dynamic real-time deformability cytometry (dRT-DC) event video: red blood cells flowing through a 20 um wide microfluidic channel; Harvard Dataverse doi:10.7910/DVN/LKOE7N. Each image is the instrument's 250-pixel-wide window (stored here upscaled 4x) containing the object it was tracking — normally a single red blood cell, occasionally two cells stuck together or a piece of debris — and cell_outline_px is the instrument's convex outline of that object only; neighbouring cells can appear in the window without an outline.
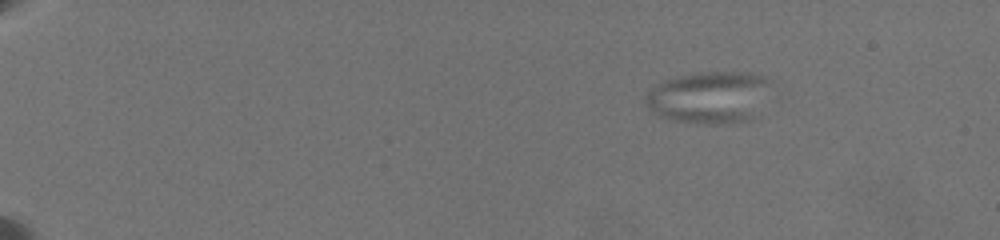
{"species": "common noctule bat (a hibernating species)", "species_latin": "Nyctalus noctula", "temperature_condition": "warm", "stored_images_in_passage": 21, "camera_frame_rate_fps": 3000, "um_per_image_px": 0.085, "animal": {"sex": "female", "body_mass_g": 19.5, "forearm_length_mm": 54.1}, "frame": {"image": 1, "passage_image": 1, "time_ms": 0.0, "image_size_px": [1000, 240], "cell_outline_px": [[772, 80], [752, 116], [744, 120], [708, 124], [672, 120], [656, 116], [644, 104], [644, 96], [656, 84], [664, 80], [676, 76], [700, 72], [752, 72], [764, 76]], "centroid_in_image_um": [60.17, 8.23], "position_along_channel_um": 24.8, "area_um2": 37.51}}
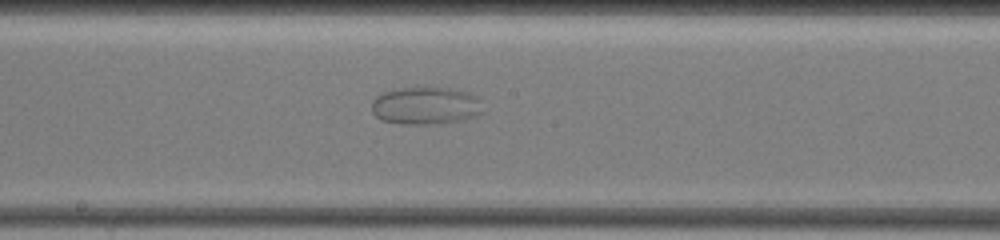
{"frame": {"image": 2, "passage_image": 12, "time_ms": 9.333, "image_size_px": [1000, 240], "cell_outline_px": [[484, 112], [476, 116], [464, 120], [440, 124], [400, 124], [380, 120], [372, 112], [372, 100], [376, 96], [384, 92], [400, 88], [448, 88], [468, 92], [480, 96]], "centroid_in_image_um": [36.23, 9.0], "position_along_channel_um": 212.0, "area_um2": 24.8}}
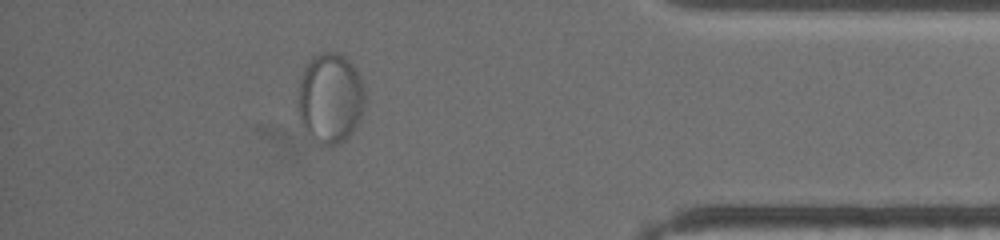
{"frame": {"image": 3, "passage_image": 19, "time_ms": 15.667, "image_size_px": [1000, 240], "cell_outline_px": [[364, 108], [360, 120], [352, 132], [340, 144], [320, 144], [312, 140], [300, 124], [300, 80], [304, 68], [312, 56], [320, 52], [340, 52], [356, 68], [364, 84]], "centroid_in_image_um": [28.1, 8.34], "position_along_channel_um": 407.1, "area_um2": 35.32}}